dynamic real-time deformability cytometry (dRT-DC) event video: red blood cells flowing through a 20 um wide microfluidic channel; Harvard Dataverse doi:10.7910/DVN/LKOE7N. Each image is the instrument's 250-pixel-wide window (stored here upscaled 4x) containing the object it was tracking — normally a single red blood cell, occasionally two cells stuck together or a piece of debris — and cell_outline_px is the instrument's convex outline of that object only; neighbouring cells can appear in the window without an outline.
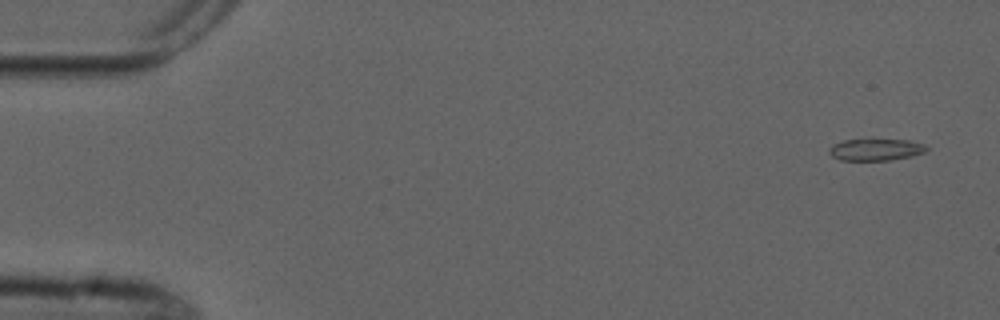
{"species": "common noctule bat (a hibernating species)", "species_latin": "Nyctalus noctula", "temperature_condition": "cold", "stored_images_in_passage": 4, "camera_frame_rate_fps": 3000, "um_per_image_px": 0.085, "animal": {"sex": "male", "forearm_length_mm": 52.5}, "frame": {"image": 1, "passage_image": 1, "time_ms": 0.0, "image_size_px": [1000, 320], "cell_outline_px": [[928, 148], [924, 152], [912, 156], [888, 160], [840, 160], [832, 156], [828, 152], [828, 148], [832, 144], [844, 140], [872, 136], [908, 140], [924, 144]], "centroid_in_image_um": [74.4, 12.65], "position_along_channel_um": 10.6, "area_um2": 13.18}}
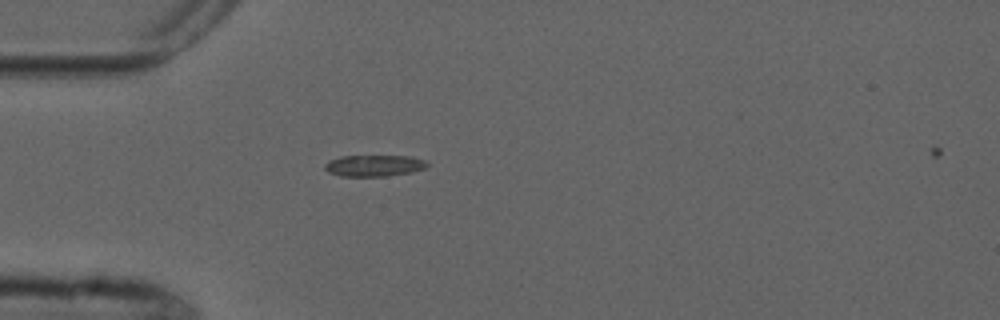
{"frame": {"image": 2, "passage_image": 4, "time_ms": 4.333, "image_size_px": [1000, 320], "cell_outline_px": [[428, 164], [424, 168], [412, 172], [384, 176], [340, 176], [328, 172], [324, 168], [324, 164], [328, 160], [340, 156], [412, 156], [424, 160]], "centroid_in_image_um": [31.75, 14.07], "position_along_channel_um": 53.2, "area_um2": 12.77}}